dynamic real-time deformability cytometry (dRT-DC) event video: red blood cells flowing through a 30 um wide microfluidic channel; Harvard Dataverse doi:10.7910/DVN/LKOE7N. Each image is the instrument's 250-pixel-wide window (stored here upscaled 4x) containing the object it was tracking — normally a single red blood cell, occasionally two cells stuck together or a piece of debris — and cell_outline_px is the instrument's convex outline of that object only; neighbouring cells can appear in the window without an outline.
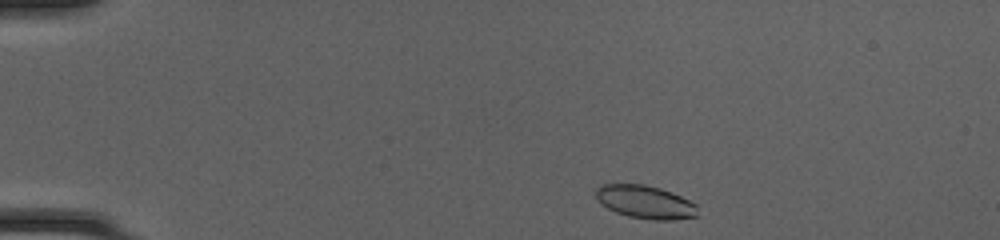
{"species": "common noctule bat (a hibernating species)", "species_latin": "Nyctalus noctula", "temperature_condition": "cold", "stored_images_in_passage": 42, "camera_frame_rate_fps": 3000, "um_per_image_px": 0.085, "animal": {"sex": "female", "body_mass_g": 20.0, "forearm_length_mm": 54.0}, "frame": {"image": 1, "passage_image": 1, "time_ms": 0.0, "image_size_px": [1000, 240], "cell_outline_px": [[696, 216], [676, 220], [652, 220], [628, 216], [616, 212], [600, 204], [596, 200], [596, 188], [600, 184], [644, 184], [660, 188], [672, 192], [696, 204]], "centroid_in_image_um": [54.81, 17.17], "position_along_channel_um": 30.2, "area_um2": 19.71}}
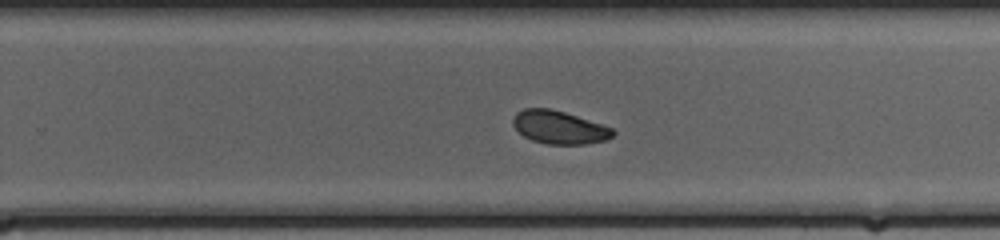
{"frame": {"image": 2, "passage_image": 25, "time_ms": 8.0, "image_size_px": [1000, 240], "cell_outline_px": [[616, 132], [612, 136], [604, 140], [584, 144], [548, 144], [532, 140], [524, 136], [512, 124], [512, 116], [516, 112], [524, 108], [548, 108], [564, 112], [612, 128]], "centroid_in_image_um": [47.48, 10.81], "position_along_channel_um": 282.3, "area_um2": 19.02}}
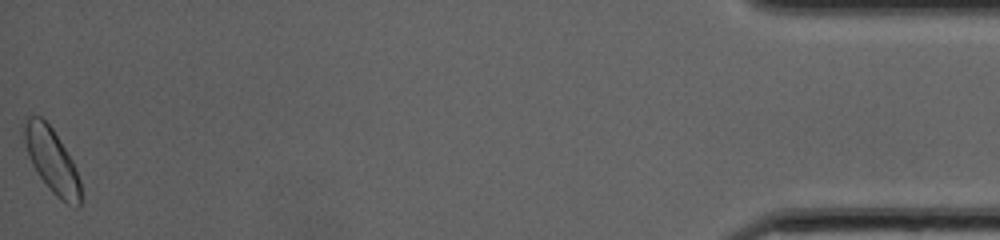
{"frame": {"image": 3, "passage_image": 42, "time_ms": 13.667, "image_size_px": [1000, 240], "cell_outline_px": [[80, 208], [76, 208], [60, 200], [52, 192], [40, 176], [32, 164], [28, 156], [24, 140], [24, 120], [28, 116], [40, 116], [52, 128], [72, 160], [76, 168], [80, 180]], "centroid_in_image_um": [4.41, 13.66], "position_along_channel_um": 430.8, "area_um2": 20.98}, "authors_computed_cell_mechanics": {"area_um2": 19.9699, "velocity_mm_per_s": 4.1698, "shape_relaxation_time_tau1_ms": 2.0588, "shape_relaxation_time_tau2_ms": 2.0454, "deformation_change_tau1": 0.0803, "deformation_change_tau2": 0.0583}}